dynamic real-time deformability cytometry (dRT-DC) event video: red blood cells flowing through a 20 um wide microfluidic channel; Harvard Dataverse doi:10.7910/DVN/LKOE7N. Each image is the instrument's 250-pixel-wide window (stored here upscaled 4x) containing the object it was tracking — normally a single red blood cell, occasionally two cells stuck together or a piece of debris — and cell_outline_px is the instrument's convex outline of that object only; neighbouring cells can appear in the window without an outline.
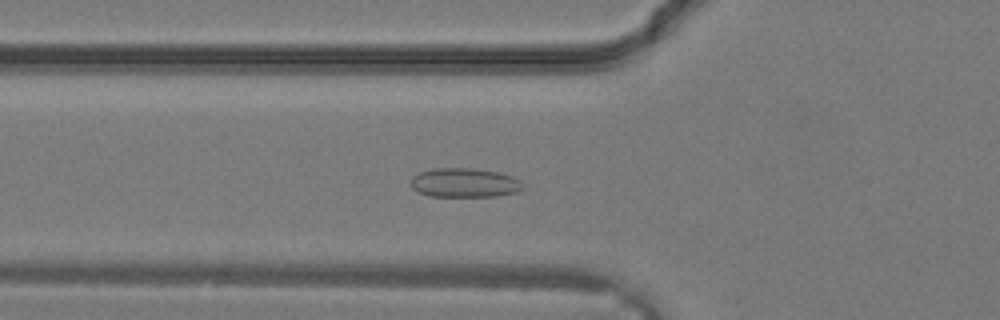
{"species": "common noctule bat (a hibernating species)", "species_latin": "Nyctalus noctula", "temperature_condition": "warm", "stored_images_in_passage": 32, "camera_frame_rate_fps": 3000, "um_per_image_px": 0.085, "animal": {"sex": "male", "body_mass_g": 19.2, "forearm_length_mm": 51.8}, "frame": {"image": 1, "passage_image": 11, "time_ms": 3.333, "image_size_px": [1000, 320], "cell_outline_px": [[524, 188], [516, 192], [496, 196], [432, 196], [420, 192], [412, 188], [412, 176], [420, 172], [432, 168], [472, 168], [500, 172], [512, 176], [520, 180]], "centroid_in_image_um": [39.51, 15.52], "position_along_channel_um": 86.3, "area_um2": 19.02}}
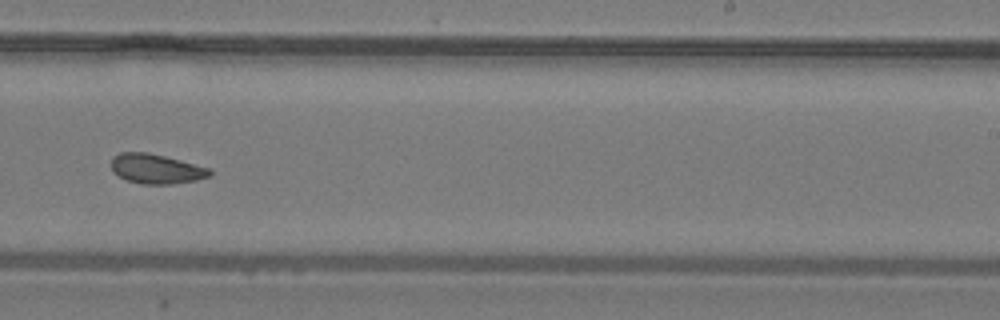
{"frame": {"image": 2, "passage_image": 20, "time_ms": 6.333, "image_size_px": [1000, 320], "cell_outline_px": [[212, 176], [196, 180], [172, 184], [140, 184], [128, 180], [112, 172], [112, 156], [120, 152], [148, 152], [212, 168]], "centroid_in_image_um": [13.3, 14.35], "position_along_channel_um": 275.7, "area_um2": 17.17}}
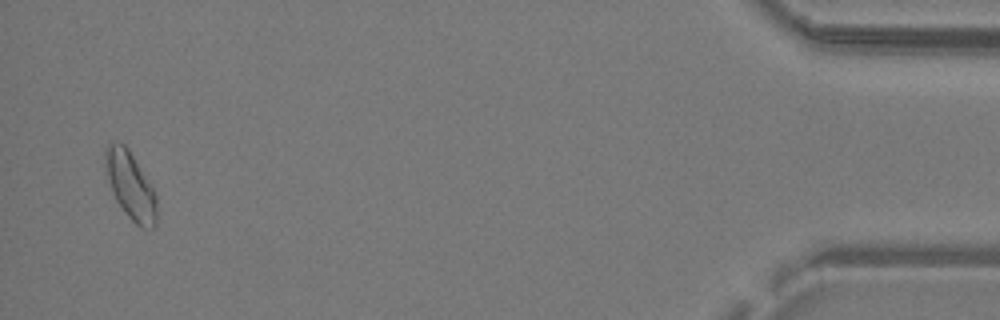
{"frame": {"image": 3, "passage_image": 31, "time_ms": 10.0, "image_size_px": [1000, 320], "cell_outline_px": [[156, 224], [152, 228], [140, 228], [128, 216], [116, 200], [108, 176], [104, 156], [104, 148], [108, 144], [124, 144], [128, 148], [152, 184], [156, 196]], "centroid_in_image_um": [11.12, 15.78], "position_along_channel_um": 424.1, "area_um2": 19.88}}